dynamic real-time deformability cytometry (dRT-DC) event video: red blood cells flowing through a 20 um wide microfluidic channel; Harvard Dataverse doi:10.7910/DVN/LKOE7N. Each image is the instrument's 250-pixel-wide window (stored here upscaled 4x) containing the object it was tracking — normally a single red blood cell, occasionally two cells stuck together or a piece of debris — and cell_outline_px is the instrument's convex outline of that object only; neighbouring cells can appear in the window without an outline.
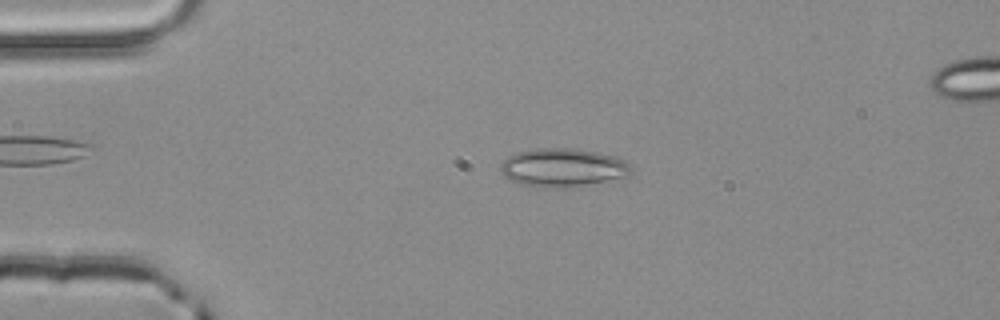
{"species": "common noctule bat (a hibernating species)", "species_latin": "Nyctalus noctula", "temperature_condition": "room temperature", "stored_images_in_passage": 4, "segment_of_instrument_passage": [1, 2], "camera_frame_rate_fps": 3000, "um_per_image_px": 0.085, "animal": {"sex": "male", "body_mass_g": 20.4}, "frame": {"image": 1, "passage_image": 2, "time_ms": 0.333, "image_size_px": [1000, 320], "cell_outline_px": [[632, 176], [584, 184], [520, 184], [504, 176], [500, 168], [500, 164], [508, 156], [516, 152], [536, 148], [572, 148], [596, 152], [616, 156], [624, 160], [632, 168]], "centroid_in_image_um": [47.87, 14.17], "position_along_channel_um": 37.1, "area_um2": 28.09}}